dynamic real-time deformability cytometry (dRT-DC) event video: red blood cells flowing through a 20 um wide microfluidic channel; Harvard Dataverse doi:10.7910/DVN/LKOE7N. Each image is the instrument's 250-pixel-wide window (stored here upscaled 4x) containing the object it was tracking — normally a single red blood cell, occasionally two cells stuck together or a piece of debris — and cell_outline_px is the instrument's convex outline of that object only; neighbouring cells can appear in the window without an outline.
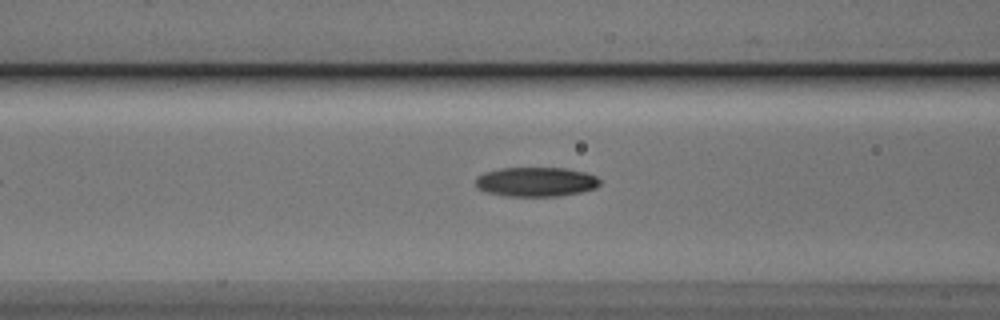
{"species": "Egyptian fruit bat (a non-hibernating species)", "species_latin": "Rousettus aegyptiacus", "temperature_condition": "cold", "stored_images_in_passage": 33, "camera_frame_rate_fps": 3000, "um_per_image_px": 0.085, "animal": {"sex": "male"}, "frame": {"image": 1, "passage_image": 6, "time_ms": 1.667, "image_size_px": [1000, 320], "cell_outline_px": [[600, 184], [596, 188], [580, 192], [560, 196], [504, 196], [488, 192], [476, 188], [476, 176], [484, 172], [500, 168], [564, 168], [584, 172], [596, 176], [600, 180]], "centroid_in_image_um": [45.54, 15.45], "position_along_channel_um": 121.1, "area_um2": 21.39}}
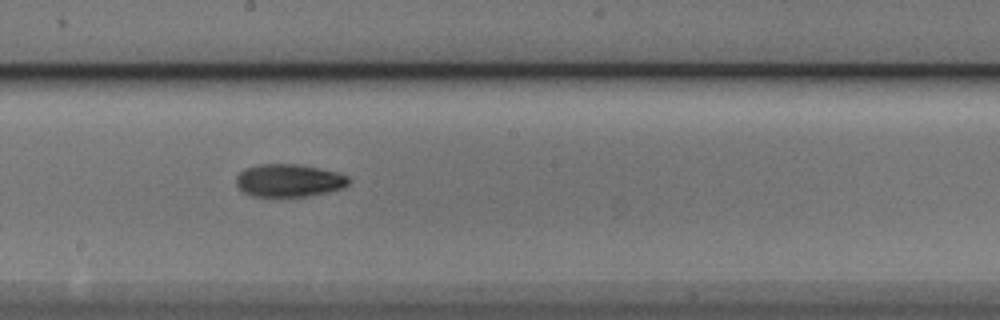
{"frame": {"image": 2, "passage_image": 14, "time_ms": 4.333, "image_size_px": [1000, 320], "cell_outline_px": [[352, 180], [344, 188], [308, 196], [252, 196], [244, 192], [236, 184], [236, 176], [244, 168], [260, 164], [296, 164], [336, 172], [348, 176]], "centroid_in_image_um": [24.56, 15.34], "position_along_channel_um": 223.6, "area_um2": 21.39}}
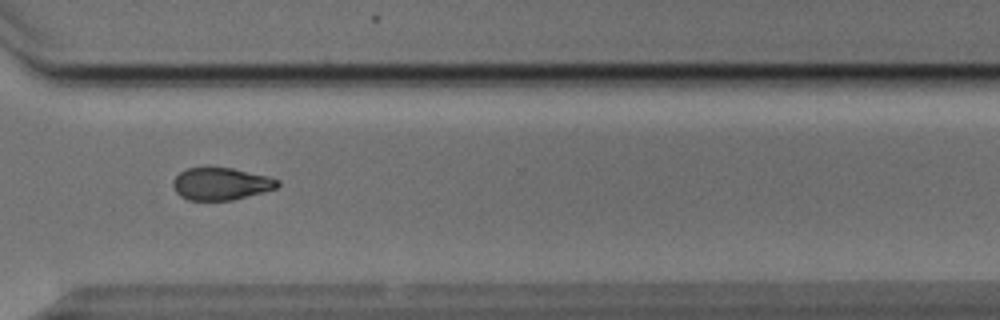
{"frame": {"image": 3, "passage_image": 24, "time_ms": 7.667, "image_size_px": [1000, 320], "cell_outline_px": [[280, 184], [276, 188], [264, 192], [232, 200], [188, 200], [180, 196], [176, 192], [172, 184], [172, 180], [180, 172], [188, 168], [232, 168], [268, 176], [280, 180]], "centroid_in_image_um": [18.79, 15.63], "position_along_channel_um": 351.8, "area_um2": 19.65}, "authors_computed_cell_mechanics": {"area_um2": 20.8658, "velocity_mm_per_s": 3.8586, "shape_relaxation_time_tau1_ms": 5.7524, "shape_relaxation_time_tau2_ms": 10.7528, "deformation_change_tau1": 0.1512, "deformation_change_tau2": 0.1968}}